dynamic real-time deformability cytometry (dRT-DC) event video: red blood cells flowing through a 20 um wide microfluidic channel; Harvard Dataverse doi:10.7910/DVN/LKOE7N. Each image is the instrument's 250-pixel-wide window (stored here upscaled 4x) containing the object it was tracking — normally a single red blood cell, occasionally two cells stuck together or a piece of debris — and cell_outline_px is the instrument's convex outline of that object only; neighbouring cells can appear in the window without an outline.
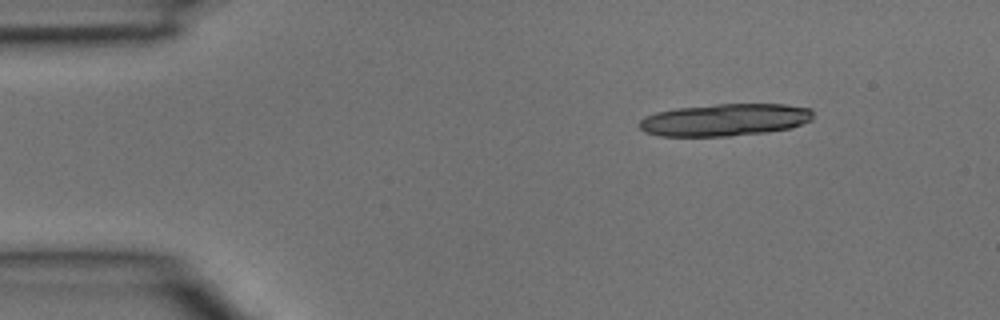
{"species": "common noctule bat (a hibernating species)", "species_latin": "Nyctalus noctula", "temperature_condition": "room temperature", "stored_images_in_passage": 4, "camera_frame_rate_fps": 3000, "um_per_image_px": 0.085, "animal": {"sex": "male", "body_mass_g": 15.6}, "frame": {"image": 1, "passage_image": 1, "time_ms": 0.0, "image_size_px": [1000, 320], "cell_outline_px": [[812, 120], [792, 128], [768, 132], [728, 136], [656, 136], [644, 132], [640, 128], [640, 120], [644, 116], [656, 112], [676, 108], [716, 104], [784, 104], [812, 108]], "centroid_in_image_um": [61.62, 10.19], "position_along_channel_um": 23.4, "area_um2": 32.95}}